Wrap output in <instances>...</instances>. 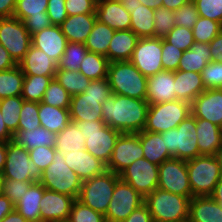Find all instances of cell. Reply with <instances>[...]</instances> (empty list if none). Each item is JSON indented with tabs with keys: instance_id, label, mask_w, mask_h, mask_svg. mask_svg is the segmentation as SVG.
Wrapping results in <instances>:
<instances>
[{
	"instance_id": "cell-1",
	"label": "cell",
	"mask_w": 222,
	"mask_h": 222,
	"mask_svg": "<svg viewBox=\"0 0 222 222\" xmlns=\"http://www.w3.org/2000/svg\"><path fill=\"white\" fill-rule=\"evenodd\" d=\"M102 105V121L121 133L143 131L149 103L119 94H111Z\"/></svg>"
},
{
	"instance_id": "cell-2",
	"label": "cell",
	"mask_w": 222,
	"mask_h": 222,
	"mask_svg": "<svg viewBox=\"0 0 222 222\" xmlns=\"http://www.w3.org/2000/svg\"><path fill=\"white\" fill-rule=\"evenodd\" d=\"M112 94L107 78L93 80L86 90L71 97L69 113L71 121L102 120V103Z\"/></svg>"
},
{
	"instance_id": "cell-3",
	"label": "cell",
	"mask_w": 222,
	"mask_h": 222,
	"mask_svg": "<svg viewBox=\"0 0 222 222\" xmlns=\"http://www.w3.org/2000/svg\"><path fill=\"white\" fill-rule=\"evenodd\" d=\"M190 198L156 188L144 197L153 222H188Z\"/></svg>"
},
{
	"instance_id": "cell-4",
	"label": "cell",
	"mask_w": 222,
	"mask_h": 222,
	"mask_svg": "<svg viewBox=\"0 0 222 222\" xmlns=\"http://www.w3.org/2000/svg\"><path fill=\"white\" fill-rule=\"evenodd\" d=\"M147 78L130 61L109 62L107 79L112 94L146 100Z\"/></svg>"
},
{
	"instance_id": "cell-5",
	"label": "cell",
	"mask_w": 222,
	"mask_h": 222,
	"mask_svg": "<svg viewBox=\"0 0 222 222\" xmlns=\"http://www.w3.org/2000/svg\"><path fill=\"white\" fill-rule=\"evenodd\" d=\"M73 122L86 139L85 149L107 165L121 132L106 125L102 120Z\"/></svg>"
},
{
	"instance_id": "cell-6",
	"label": "cell",
	"mask_w": 222,
	"mask_h": 222,
	"mask_svg": "<svg viewBox=\"0 0 222 222\" xmlns=\"http://www.w3.org/2000/svg\"><path fill=\"white\" fill-rule=\"evenodd\" d=\"M193 197L211 196L222 173L214 155H199L186 160Z\"/></svg>"
},
{
	"instance_id": "cell-7",
	"label": "cell",
	"mask_w": 222,
	"mask_h": 222,
	"mask_svg": "<svg viewBox=\"0 0 222 222\" xmlns=\"http://www.w3.org/2000/svg\"><path fill=\"white\" fill-rule=\"evenodd\" d=\"M161 136L173 158L189 160L200 155L196 118L192 114H189L176 128L162 132Z\"/></svg>"
},
{
	"instance_id": "cell-8",
	"label": "cell",
	"mask_w": 222,
	"mask_h": 222,
	"mask_svg": "<svg viewBox=\"0 0 222 222\" xmlns=\"http://www.w3.org/2000/svg\"><path fill=\"white\" fill-rule=\"evenodd\" d=\"M39 182L48 190L78 199L82 181L66 164L64 155L56 151L53 162L42 172Z\"/></svg>"
},
{
	"instance_id": "cell-9",
	"label": "cell",
	"mask_w": 222,
	"mask_h": 222,
	"mask_svg": "<svg viewBox=\"0 0 222 222\" xmlns=\"http://www.w3.org/2000/svg\"><path fill=\"white\" fill-rule=\"evenodd\" d=\"M119 179L118 174L106 170L103 174L83 181L78 200L105 215Z\"/></svg>"
},
{
	"instance_id": "cell-10",
	"label": "cell",
	"mask_w": 222,
	"mask_h": 222,
	"mask_svg": "<svg viewBox=\"0 0 222 222\" xmlns=\"http://www.w3.org/2000/svg\"><path fill=\"white\" fill-rule=\"evenodd\" d=\"M189 114H191V104L183 100L149 105L143 130L162 133L174 129Z\"/></svg>"
},
{
	"instance_id": "cell-11",
	"label": "cell",
	"mask_w": 222,
	"mask_h": 222,
	"mask_svg": "<svg viewBox=\"0 0 222 222\" xmlns=\"http://www.w3.org/2000/svg\"><path fill=\"white\" fill-rule=\"evenodd\" d=\"M2 176L16 181H39L42 171L30 160V154L26 148L9 141Z\"/></svg>"
},
{
	"instance_id": "cell-12",
	"label": "cell",
	"mask_w": 222,
	"mask_h": 222,
	"mask_svg": "<svg viewBox=\"0 0 222 222\" xmlns=\"http://www.w3.org/2000/svg\"><path fill=\"white\" fill-rule=\"evenodd\" d=\"M0 43L18 64L31 45V35L16 17L0 18Z\"/></svg>"
},
{
	"instance_id": "cell-13",
	"label": "cell",
	"mask_w": 222,
	"mask_h": 222,
	"mask_svg": "<svg viewBox=\"0 0 222 222\" xmlns=\"http://www.w3.org/2000/svg\"><path fill=\"white\" fill-rule=\"evenodd\" d=\"M158 188L192 198L186 160L172 158L164 161L158 169Z\"/></svg>"
},
{
	"instance_id": "cell-14",
	"label": "cell",
	"mask_w": 222,
	"mask_h": 222,
	"mask_svg": "<svg viewBox=\"0 0 222 222\" xmlns=\"http://www.w3.org/2000/svg\"><path fill=\"white\" fill-rule=\"evenodd\" d=\"M144 204V197L132 186L119 179L105 216L106 222H123L130 213Z\"/></svg>"
},
{
	"instance_id": "cell-15",
	"label": "cell",
	"mask_w": 222,
	"mask_h": 222,
	"mask_svg": "<svg viewBox=\"0 0 222 222\" xmlns=\"http://www.w3.org/2000/svg\"><path fill=\"white\" fill-rule=\"evenodd\" d=\"M162 38H139L130 62L146 77L164 71Z\"/></svg>"
},
{
	"instance_id": "cell-16",
	"label": "cell",
	"mask_w": 222,
	"mask_h": 222,
	"mask_svg": "<svg viewBox=\"0 0 222 222\" xmlns=\"http://www.w3.org/2000/svg\"><path fill=\"white\" fill-rule=\"evenodd\" d=\"M158 169V165L143 157L125 168L119 177L145 197L158 188Z\"/></svg>"
},
{
	"instance_id": "cell-17",
	"label": "cell",
	"mask_w": 222,
	"mask_h": 222,
	"mask_svg": "<svg viewBox=\"0 0 222 222\" xmlns=\"http://www.w3.org/2000/svg\"><path fill=\"white\" fill-rule=\"evenodd\" d=\"M140 158H143V149L138 133H121L106 167L107 170L119 175Z\"/></svg>"
},
{
	"instance_id": "cell-18",
	"label": "cell",
	"mask_w": 222,
	"mask_h": 222,
	"mask_svg": "<svg viewBox=\"0 0 222 222\" xmlns=\"http://www.w3.org/2000/svg\"><path fill=\"white\" fill-rule=\"evenodd\" d=\"M74 200L71 196L45 189L40 200L41 222H67Z\"/></svg>"
},
{
	"instance_id": "cell-19",
	"label": "cell",
	"mask_w": 222,
	"mask_h": 222,
	"mask_svg": "<svg viewBox=\"0 0 222 222\" xmlns=\"http://www.w3.org/2000/svg\"><path fill=\"white\" fill-rule=\"evenodd\" d=\"M195 118L210 121L222 128V93L219 89H206L191 103Z\"/></svg>"
},
{
	"instance_id": "cell-20",
	"label": "cell",
	"mask_w": 222,
	"mask_h": 222,
	"mask_svg": "<svg viewBox=\"0 0 222 222\" xmlns=\"http://www.w3.org/2000/svg\"><path fill=\"white\" fill-rule=\"evenodd\" d=\"M62 154L66 164L75 171L82 182L103 174L107 170L106 164L95 158L86 149L70 152L64 151Z\"/></svg>"
},
{
	"instance_id": "cell-21",
	"label": "cell",
	"mask_w": 222,
	"mask_h": 222,
	"mask_svg": "<svg viewBox=\"0 0 222 222\" xmlns=\"http://www.w3.org/2000/svg\"><path fill=\"white\" fill-rule=\"evenodd\" d=\"M31 44L45 52L58 64L64 54L67 39L60 25H52L32 35Z\"/></svg>"
},
{
	"instance_id": "cell-22",
	"label": "cell",
	"mask_w": 222,
	"mask_h": 222,
	"mask_svg": "<svg viewBox=\"0 0 222 222\" xmlns=\"http://www.w3.org/2000/svg\"><path fill=\"white\" fill-rule=\"evenodd\" d=\"M122 5L130 13V30L139 38H154L155 10L142 5L139 0H124Z\"/></svg>"
},
{
	"instance_id": "cell-23",
	"label": "cell",
	"mask_w": 222,
	"mask_h": 222,
	"mask_svg": "<svg viewBox=\"0 0 222 222\" xmlns=\"http://www.w3.org/2000/svg\"><path fill=\"white\" fill-rule=\"evenodd\" d=\"M174 72L162 71L147 78L146 101L149 105L176 100Z\"/></svg>"
},
{
	"instance_id": "cell-24",
	"label": "cell",
	"mask_w": 222,
	"mask_h": 222,
	"mask_svg": "<svg viewBox=\"0 0 222 222\" xmlns=\"http://www.w3.org/2000/svg\"><path fill=\"white\" fill-rule=\"evenodd\" d=\"M18 65L24 75L55 76L58 69V64L51 57L32 44Z\"/></svg>"
},
{
	"instance_id": "cell-25",
	"label": "cell",
	"mask_w": 222,
	"mask_h": 222,
	"mask_svg": "<svg viewBox=\"0 0 222 222\" xmlns=\"http://www.w3.org/2000/svg\"><path fill=\"white\" fill-rule=\"evenodd\" d=\"M95 13L97 20L108 25L115 31L130 29V13L122 3L100 0L96 4Z\"/></svg>"
},
{
	"instance_id": "cell-26",
	"label": "cell",
	"mask_w": 222,
	"mask_h": 222,
	"mask_svg": "<svg viewBox=\"0 0 222 222\" xmlns=\"http://www.w3.org/2000/svg\"><path fill=\"white\" fill-rule=\"evenodd\" d=\"M176 100H183L190 104L206 90L201 73L177 70L174 72Z\"/></svg>"
},
{
	"instance_id": "cell-27",
	"label": "cell",
	"mask_w": 222,
	"mask_h": 222,
	"mask_svg": "<svg viewBox=\"0 0 222 222\" xmlns=\"http://www.w3.org/2000/svg\"><path fill=\"white\" fill-rule=\"evenodd\" d=\"M139 37L130 29L116 30L107 51L109 62L130 61Z\"/></svg>"
},
{
	"instance_id": "cell-28",
	"label": "cell",
	"mask_w": 222,
	"mask_h": 222,
	"mask_svg": "<svg viewBox=\"0 0 222 222\" xmlns=\"http://www.w3.org/2000/svg\"><path fill=\"white\" fill-rule=\"evenodd\" d=\"M96 14L68 16L60 25L67 42L85 43L96 22Z\"/></svg>"
},
{
	"instance_id": "cell-29",
	"label": "cell",
	"mask_w": 222,
	"mask_h": 222,
	"mask_svg": "<svg viewBox=\"0 0 222 222\" xmlns=\"http://www.w3.org/2000/svg\"><path fill=\"white\" fill-rule=\"evenodd\" d=\"M188 222H222V208L211 196L192 197Z\"/></svg>"
},
{
	"instance_id": "cell-30",
	"label": "cell",
	"mask_w": 222,
	"mask_h": 222,
	"mask_svg": "<svg viewBox=\"0 0 222 222\" xmlns=\"http://www.w3.org/2000/svg\"><path fill=\"white\" fill-rule=\"evenodd\" d=\"M196 133L200 155H215L222 146V128L210 121L196 118Z\"/></svg>"
},
{
	"instance_id": "cell-31",
	"label": "cell",
	"mask_w": 222,
	"mask_h": 222,
	"mask_svg": "<svg viewBox=\"0 0 222 222\" xmlns=\"http://www.w3.org/2000/svg\"><path fill=\"white\" fill-rule=\"evenodd\" d=\"M45 189L39 181L35 182L22 194L18 203L15 204V210L28 222H41L40 200Z\"/></svg>"
},
{
	"instance_id": "cell-32",
	"label": "cell",
	"mask_w": 222,
	"mask_h": 222,
	"mask_svg": "<svg viewBox=\"0 0 222 222\" xmlns=\"http://www.w3.org/2000/svg\"><path fill=\"white\" fill-rule=\"evenodd\" d=\"M143 149V157L155 165L172 159L167 146L162 139L161 133L141 131L138 133Z\"/></svg>"
},
{
	"instance_id": "cell-33",
	"label": "cell",
	"mask_w": 222,
	"mask_h": 222,
	"mask_svg": "<svg viewBox=\"0 0 222 222\" xmlns=\"http://www.w3.org/2000/svg\"><path fill=\"white\" fill-rule=\"evenodd\" d=\"M210 62L212 57L209 44L195 41L189 50L183 51L178 70L201 73Z\"/></svg>"
},
{
	"instance_id": "cell-34",
	"label": "cell",
	"mask_w": 222,
	"mask_h": 222,
	"mask_svg": "<svg viewBox=\"0 0 222 222\" xmlns=\"http://www.w3.org/2000/svg\"><path fill=\"white\" fill-rule=\"evenodd\" d=\"M12 141L29 151L39 146H55L56 134L44 127L24 131L17 130L13 134Z\"/></svg>"
},
{
	"instance_id": "cell-35",
	"label": "cell",
	"mask_w": 222,
	"mask_h": 222,
	"mask_svg": "<svg viewBox=\"0 0 222 222\" xmlns=\"http://www.w3.org/2000/svg\"><path fill=\"white\" fill-rule=\"evenodd\" d=\"M38 116L41 127L55 134L63 131L71 121L69 108H58L43 102L39 103Z\"/></svg>"
},
{
	"instance_id": "cell-36",
	"label": "cell",
	"mask_w": 222,
	"mask_h": 222,
	"mask_svg": "<svg viewBox=\"0 0 222 222\" xmlns=\"http://www.w3.org/2000/svg\"><path fill=\"white\" fill-rule=\"evenodd\" d=\"M115 30L96 19L85 46L88 52L98 53L107 58V51Z\"/></svg>"
},
{
	"instance_id": "cell-37",
	"label": "cell",
	"mask_w": 222,
	"mask_h": 222,
	"mask_svg": "<svg viewBox=\"0 0 222 222\" xmlns=\"http://www.w3.org/2000/svg\"><path fill=\"white\" fill-rule=\"evenodd\" d=\"M85 140L80 129L73 121H70L63 131L56 134L55 150L59 153L83 150Z\"/></svg>"
},
{
	"instance_id": "cell-38",
	"label": "cell",
	"mask_w": 222,
	"mask_h": 222,
	"mask_svg": "<svg viewBox=\"0 0 222 222\" xmlns=\"http://www.w3.org/2000/svg\"><path fill=\"white\" fill-rule=\"evenodd\" d=\"M108 65L109 61L104 55L87 52L78 70L91 81L100 80L107 78Z\"/></svg>"
},
{
	"instance_id": "cell-39",
	"label": "cell",
	"mask_w": 222,
	"mask_h": 222,
	"mask_svg": "<svg viewBox=\"0 0 222 222\" xmlns=\"http://www.w3.org/2000/svg\"><path fill=\"white\" fill-rule=\"evenodd\" d=\"M24 74L19 65L0 71V100L22 94Z\"/></svg>"
},
{
	"instance_id": "cell-40",
	"label": "cell",
	"mask_w": 222,
	"mask_h": 222,
	"mask_svg": "<svg viewBox=\"0 0 222 222\" xmlns=\"http://www.w3.org/2000/svg\"><path fill=\"white\" fill-rule=\"evenodd\" d=\"M54 76L24 75L21 97L25 101L40 103Z\"/></svg>"
},
{
	"instance_id": "cell-41",
	"label": "cell",
	"mask_w": 222,
	"mask_h": 222,
	"mask_svg": "<svg viewBox=\"0 0 222 222\" xmlns=\"http://www.w3.org/2000/svg\"><path fill=\"white\" fill-rule=\"evenodd\" d=\"M54 78L71 96L83 93L91 82L79 70L57 69Z\"/></svg>"
},
{
	"instance_id": "cell-42",
	"label": "cell",
	"mask_w": 222,
	"mask_h": 222,
	"mask_svg": "<svg viewBox=\"0 0 222 222\" xmlns=\"http://www.w3.org/2000/svg\"><path fill=\"white\" fill-rule=\"evenodd\" d=\"M24 99L20 96L7 97L0 100V111L8 130L14 134L18 130L20 112Z\"/></svg>"
},
{
	"instance_id": "cell-43",
	"label": "cell",
	"mask_w": 222,
	"mask_h": 222,
	"mask_svg": "<svg viewBox=\"0 0 222 222\" xmlns=\"http://www.w3.org/2000/svg\"><path fill=\"white\" fill-rule=\"evenodd\" d=\"M87 52L85 43L67 42L64 54L58 62V69L78 70Z\"/></svg>"
},
{
	"instance_id": "cell-44",
	"label": "cell",
	"mask_w": 222,
	"mask_h": 222,
	"mask_svg": "<svg viewBox=\"0 0 222 222\" xmlns=\"http://www.w3.org/2000/svg\"><path fill=\"white\" fill-rule=\"evenodd\" d=\"M192 30L196 42L209 44L222 31V25L219 22L199 16Z\"/></svg>"
},
{
	"instance_id": "cell-45",
	"label": "cell",
	"mask_w": 222,
	"mask_h": 222,
	"mask_svg": "<svg viewBox=\"0 0 222 222\" xmlns=\"http://www.w3.org/2000/svg\"><path fill=\"white\" fill-rule=\"evenodd\" d=\"M71 95L53 78L46 89L41 102L58 108H69Z\"/></svg>"
},
{
	"instance_id": "cell-46",
	"label": "cell",
	"mask_w": 222,
	"mask_h": 222,
	"mask_svg": "<svg viewBox=\"0 0 222 222\" xmlns=\"http://www.w3.org/2000/svg\"><path fill=\"white\" fill-rule=\"evenodd\" d=\"M67 222H106L105 216L75 199Z\"/></svg>"
},
{
	"instance_id": "cell-47",
	"label": "cell",
	"mask_w": 222,
	"mask_h": 222,
	"mask_svg": "<svg viewBox=\"0 0 222 222\" xmlns=\"http://www.w3.org/2000/svg\"><path fill=\"white\" fill-rule=\"evenodd\" d=\"M48 0H17L13 17L24 21L29 16L47 12Z\"/></svg>"
},
{
	"instance_id": "cell-48",
	"label": "cell",
	"mask_w": 222,
	"mask_h": 222,
	"mask_svg": "<svg viewBox=\"0 0 222 222\" xmlns=\"http://www.w3.org/2000/svg\"><path fill=\"white\" fill-rule=\"evenodd\" d=\"M39 103L25 101L23 102V106L20 112V119L18 124V130H32L37 127H41L39 120Z\"/></svg>"
},
{
	"instance_id": "cell-49",
	"label": "cell",
	"mask_w": 222,
	"mask_h": 222,
	"mask_svg": "<svg viewBox=\"0 0 222 222\" xmlns=\"http://www.w3.org/2000/svg\"><path fill=\"white\" fill-rule=\"evenodd\" d=\"M155 37L165 38L175 27L174 11L167 8H157L154 13Z\"/></svg>"
},
{
	"instance_id": "cell-50",
	"label": "cell",
	"mask_w": 222,
	"mask_h": 222,
	"mask_svg": "<svg viewBox=\"0 0 222 222\" xmlns=\"http://www.w3.org/2000/svg\"><path fill=\"white\" fill-rule=\"evenodd\" d=\"M164 39L182 51L189 50L195 42L193 30L183 26H175Z\"/></svg>"
},
{
	"instance_id": "cell-51",
	"label": "cell",
	"mask_w": 222,
	"mask_h": 222,
	"mask_svg": "<svg viewBox=\"0 0 222 222\" xmlns=\"http://www.w3.org/2000/svg\"><path fill=\"white\" fill-rule=\"evenodd\" d=\"M201 17L222 25V0H192Z\"/></svg>"
},
{
	"instance_id": "cell-52",
	"label": "cell",
	"mask_w": 222,
	"mask_h": 222,
	"mask_svg": "<svg viewBox=\"0 0 222 222\" xmlns=\"http://www.w3.org/2000/svg\"><path fill=\"white\" fill-rule=\"evenodd\" d=\"M199 18L198 10L193 1H190L174 11L175 26L192 29Z\"/></svg>"
},
{
	"instance_id": "cell-53",
	"label": "cell",
	"mask_w": 222,
	"mask_h": 222,
	"mask_svg": "<svg viewBox=\"0 0 222 222\" xmlns=\"http://www.w3.org/2000/svg\"><path fill=\"white\" fill-rule=\"evenodd\" d=\"M202 81L206 89L222 87V62L212 61L201 72Z\"/></svg>"
},
{
	"instance_id": "cell-54",
	"label": "cell",
	"mask_w": 222,
	"mask_h": 222,
	"mask_svg": "<svg viewBox=\"0 0 222 222\" xmlns=\"http://www.w3.org/2000/svg\"><path fill=\"white\" fill-rule=\"evenodd\" d=\"M35 182L38 181H16L3 178L2 194L15 205L22 197V194Z\"/></svg>"
},
{
	"instance_id": "cell-55",
	"label": "cell",
	"mask_w": 222,
	"mask_h": 222,
	"mask_svg": "<svg viewBox=\"0 0 222 222\" xmlns=\"http://www.w3.org/2000/svg\"><path fill=\"white\" fill-rule=\"evenodd\" d=\"M183 51L162 39V65L164 71H177Z\"/></svg>"
},
{
	"instance_id": "cell-56",
	"label": "cell",
	"mask_w": 222,
	"mask_h": 222,
	"mask_svg": "<svg viewBox=\"0 0 222 222\" xmlns=\"http://www.w3.org/2000/svg\"><path fill=\"white\" fill-rule=\"evenodd\" d=\"M55 146H39L29 150L30 160L43 172L52 162L55 156Z\"/></svg>"
},
{
	"instance_id": "cell-57",
	"label": "cell",
	"mask_w": 222,
	"mask_h": 222,
	"mask_svg": "<svg viewBox=\"0 0 222 222\" xmlns=\"http://www.w3.org/2000/svg\"><path fill=\"white\" fill-rule=\"evenodd\" d=\"M94 0H65V9L68 16L77 14H96Z\"/></svg>"
},
{
	"instance_id": "cell-58",
	"label": "cell",
	"mask_w": 222,
	"mask_h": 222,
	"mask_svg": "<svg viewBox=\"0 0 222 222\" xmlns=\"http://www.w3.org/2000/svg\"><path fill=\"white\" fill-rule=\"evenodd\" d=\"M47 14L53 25H61L68 17L65 0H48Z\"/></svg>"
},
{
	"instance_id": "cell-59",
	"label": "cell",
	"mask_w": 222,
	"mask_h": 222,
	"mask_svg": "<svg viewBox=\"0 0 222 222\" xmlns=\"http://www.w3.org/2000/svg\"><path fill=\"white\" fill-rule=\"evenodd\" d=\"M23 22L31 36L53 25L47 12L37 16H29Z\"/></svg>"
},
{
	"instance_id": "cell-60",
	"label": "cell",
	"mask_w": 222,
	"mask_h": 222,
	"mask_svg": "<svg viewBox=\"0 0 222 222\" xmlns=\"http://www.w3.org/2000/svg\"><path fill=\"white\" fill-rule=\"evenodd\" d=\"M123 222H153L152 215L145 204L133 210Z\"/></svg>"
},
{
	"instance_id": "cell-61",
	"label": "cell",
	"mask_w": 222,
	"mask_h": 222,
	"mask_svg": "<svg viewBox=\"0 0 222 222\" xmlns=\"http://www.w3.org/2000/svg\"><path fill=\"white\" fill-rule=\"evenodd\" d=\"M212 61L222 62V31L209 43Z\"/></svg>"
},
{
	"instance_id": "cell-62",
	"label": "cell",
	"mask_w": 222,
	"mask_h": 222,
	"mask_svg": "<svg viewBox=\"0 0 222 222\" xmlns=\"http://www.w3.org/2000/svg\"><path fill=\"white\" fill-rule=\"evenodd\" d=\"M18 65L8 51L0 43V71L8 70Z\"/></svg>"
},
{
	"instance_id": "cell-63",
	"label": "cell",
	"mask_w": 222,
	"mask_h": 222,
	"mask_svg": "<svg viewBox=\"0 0 222 222\" xmlns=\"http://www.w3.org/2000/svg\"><path fill=\"white\" fill-rule=\"evenodd\" d=\"M17 0H0V18L13 17Z\"/></svg>"
},
{
	"instance_id": "cell-64",
	"label": "cell",
	"mask_w": 222,
	"mask_h": 222,
	"mask_svg": "<svg viewBox=\"0 0 222 222\" xmlns=\"http://www.w3.org/2000/svg\"><path fill=\"white\" fill-rule=\"evenodd\" d=\"M15 209V205L3 194L0 195V222Z\"/></svg>"
},
{
	"instance_id": "cell-65",
	"label": "cell",
	"mask_w": 222,
	"mask_h": 222,
	"mask_svg": "<svg viewBox=\"0 0 222 222\" xmlns=\"http://www.w3.org/2000/svg\"><path fill=\"white\" fill-rule=\"evenodd\" d=\"M3 120L0 111V142L12 141L13 134L8 130Z\"/></svg>"
},
{
	"instance_id": "cell-66",
	"label": "cell",
	"mask_w": 222,
	"mask_h": 222,
	"mask_svg": "<svg viewBox=\"0 0 222 222\" xmlns=\"http://www.w3.org/2000/svg\"><path fill=\"white\" fill-rule=\"evenodd\" d=\"M192 0H162V7L172 11H176L182 5Z\"/></svg>"
},
{
	"instance_id": "cell-67",
	"label": "cell",
	"mask_w": 222,
	"mask_h": 222,
	"mask_svg": "<svg viewBox=\"0 0 222 222\" xmlns=\"http://www.w3.org/2000/svg\"><path fill=\"white\" fill-rule=\"evenodd\" d=\"M1 222H28L17 210L6 215Z\"/></svg>"
},
{
	"instance_id": "cell-68",
	"label": "cell",
	"mask_w": 222,
	"mask_h": 222,
	"mask_svg": "<svg viewBox=\"0 0 222 222\" xmlns=\"http://www.w3.org/2000/svg\"><path fill=\"white\" fill-rule=\"evenodd\" d=\"M211 197L219 203L222 208V176L215 186V190Z\"/></svg>"
},
{
	"instance_id": "cell-69",
	"label": "cell",
	"mask_w": 222,
	"mask_h": 222,
	"mask_svg": "<svg viewBox=\"0 0 222 222\" xmlns=\"http://www.w3.org/2000/svg\"><path fill=\"white\" fill-rule=\"evenodd\" d=\"M7 156V142H0V174L3 173Z\"/></svg>"
},
{
	"instance_id": "cell-70",
	"label": "cell",
	"mask_w": 222,
	"mask_h": 222,
	"mask_svg": "<svg viewBox=\"0 0 222 222\" xmlns=\"http://www.w3.org/2000/svg\"><path fill=\"white\" fill-rule=\"evenodd\" d=\"M142 5L147 6L148 8L156 10L157 8L162 7V0H139Z\"/></svg>"
},
{
	"instance_id": "cell-71",
	"label": "cell",
	"mask_w": 222,
	"mask_h": 222,
	"mask_svg": "<svg viewBox=\"0 0 222 222\" xmlns=\"http://www.w3.org/2000/svg\"><path fill=\"white\" fill-rule=\"evenodd\" d=\"M214 156L220 165V169H221V173H222V146L217 150V152L215 153Z\"/></svg>"
},
{
	"instance_id": "cell-72",
	"label": "cell",
	"mask_w": 222,
	"mask_h": 222,
	"mask_svg": "<svg viewBox=\"0 0 222 222\" xmlns=\"http://www.w3.org/2000/svg\"><path fill=\"white\" fill-rule=\"evenodd\" d=\"M3 176L0 174V195L2 194Z\"/></svg>"
},
{
	"instance_id": "cell-73",
	"label": "cell",
	"mask_w": 222,
	"mask_h": 222,
	"mask_svg": "<svg viewBox=\"0 0 222 222\" xmlns=\"http://www.w3.org/2000/svg\"><path fill=\"white\" fill-rule=\"evenodd\" d=\"M107 1H110V2H117V3H122L124 0H107Z\"/></svg>"
}]
</instances>
